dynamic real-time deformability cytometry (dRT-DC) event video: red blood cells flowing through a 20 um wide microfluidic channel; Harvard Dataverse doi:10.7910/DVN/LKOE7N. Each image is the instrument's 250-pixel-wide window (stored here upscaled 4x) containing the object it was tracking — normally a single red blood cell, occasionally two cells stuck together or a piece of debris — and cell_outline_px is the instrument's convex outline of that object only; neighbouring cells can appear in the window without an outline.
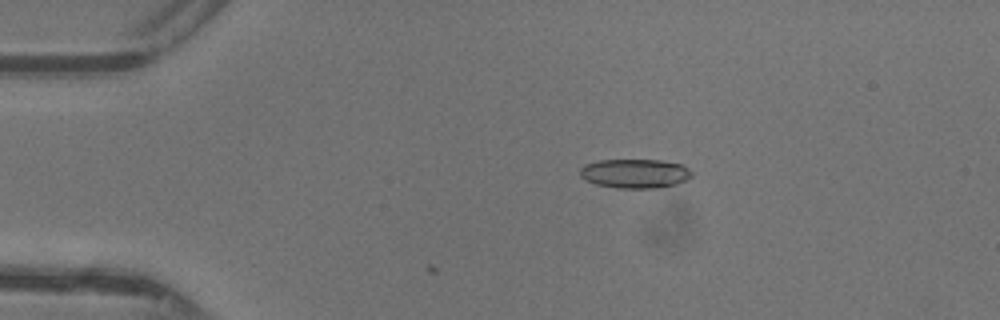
{"species": "common noctule bat (a hibernating species)", "species_latin": "Nyctalus noctula", "temperature_condition": "warm", "stored_images_in_passage": 9, "camera_frame_rate_fps": 3000, "um_per_image_px": 0.085, "animal": {"sex": "female"}, "frame": {"image": 1, "passage_image": 9, "time_ms": 2.667, "image_size_px": [1000, 320], "cell_outline_px": [[692, 176], [676, 184], [656, 188], [616, 188], [596, 184], [584, 180], [580, 176], [580, 168], [584, 164], [600, 160], [660, 160], [680, 164], [688, 168], [692, 172]], "centroid_in_image_um": [53.93, 14.75], "position_along_channel_um": 31.1, "area_um2": 19.02}}